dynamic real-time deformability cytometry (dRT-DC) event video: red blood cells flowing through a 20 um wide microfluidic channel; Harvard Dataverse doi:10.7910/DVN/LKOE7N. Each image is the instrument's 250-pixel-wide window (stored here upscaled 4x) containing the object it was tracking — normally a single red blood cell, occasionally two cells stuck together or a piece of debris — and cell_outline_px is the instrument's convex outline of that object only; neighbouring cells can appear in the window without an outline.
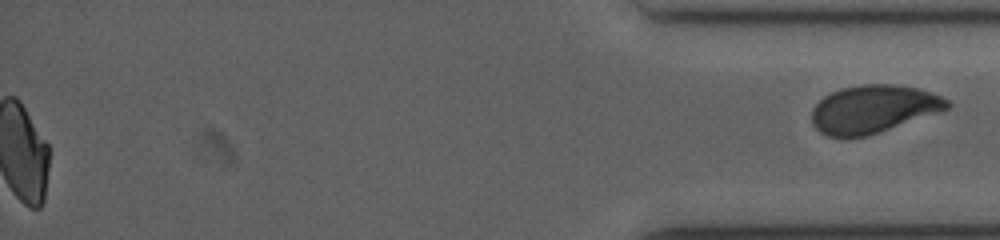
{"species": "human", "species_latin": "Homo sapiens", "temperature_condition": "cold", "stored_images_in_passage": 49, "segment_of_instrument_passage": [2, 2], "camera_frame_rate_fps": 3000, "um_per_image_px": 0.085, "donor": {"sex": "female"}, "frame": {"image": 1, "passage_image": 49, "time_ms": 16.0, "image_size_px": [1000, 240], "cell_outline_px": [[952, 104], [948, 108], [864, 136], [828, 136], [820, 132], [812, 124], [812, 108], [824, 96], [840, 88], [860, 84], [896, 84], [916, 88], [940, 96], [948, 100]], "centroid_in_image_um": [74.17, 9.24], "position_along_channel_um": 361.0, "area_um2": 36.88}}